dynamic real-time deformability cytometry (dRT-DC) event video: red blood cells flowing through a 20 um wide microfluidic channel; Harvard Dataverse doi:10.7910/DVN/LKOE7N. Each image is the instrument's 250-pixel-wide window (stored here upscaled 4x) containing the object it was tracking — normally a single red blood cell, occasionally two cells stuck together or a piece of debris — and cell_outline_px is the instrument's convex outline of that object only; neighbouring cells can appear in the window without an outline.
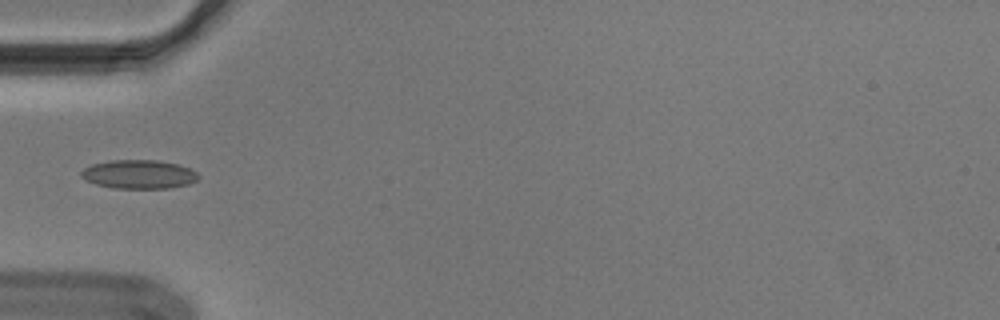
{"species": "Egyptian fruit bat (a non-hibernating species)", "species_latin": "Rousettus aegyptiacus", "temperature_condition": "cold", "stored_images_in_passage": 19, "camera_frame_rate_fps": 3000, "um_per_image_px": 0.085, "animal": {"sex": "male"}, "frame": {"image": 1, "passage_image": 1, "time_ms": 0.0, "image_size_px": [1000, 320], "cell_outline_px": [[200, 176], [196, 180], [188, 184], [168, 188], [112, 188], [96, 184], [84, 180], [80, 176], [80, 172], [84, 168], [92, 164], [112, 160], [156, 160], [176, 164], [188, 168], [196, 172]], "centroid_in_image_um": [11.76, 14.82], "position_along_channel_um": 73.2, "area_um2": 19.59}}